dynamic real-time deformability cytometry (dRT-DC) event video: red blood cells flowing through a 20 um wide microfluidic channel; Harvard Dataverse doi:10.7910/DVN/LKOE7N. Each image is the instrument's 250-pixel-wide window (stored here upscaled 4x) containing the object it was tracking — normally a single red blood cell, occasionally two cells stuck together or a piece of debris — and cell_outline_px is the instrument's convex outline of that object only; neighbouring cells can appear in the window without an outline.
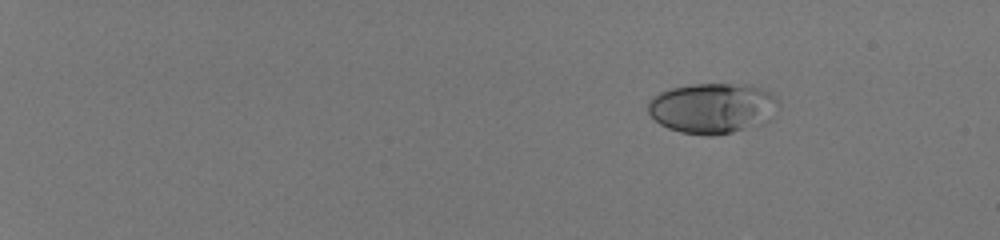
{"species": "human", "species_latin": "Homo sapiens", "temperature_condition": "room temperature", "stored_images_in_passage": 47, "camera_frame_rate_fps": 3000, "um_per_image_px": 0.085, "donor": {"sex": "male"}, "frame": {"image": 1, "passage_image": 1, "time_ms": 0.0, "image_size_px": [1000, 240], "cell_outline_px": [[780, 108], [764, 124], [732, 132], [712, 136], [708, 136], [680, 132], [668, 128], [660, 124], [648, 112], [648, 100], [652, 96], [668, 88], [692, 84], [752, 84], [772, 92], [780, 104]], "centroid_in_image_um": [60.6, 9.18], "position_along_channel_um": 24.4, "area_um2": 39.02}}
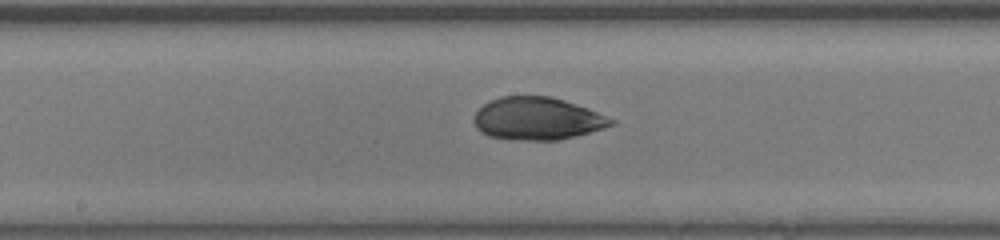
{"frame": {"image": 2, "passage_image": 27, "time_ms": 8.667, "image_size_px": [1000, 240], "cell_outline_px": [[616, 124], [604, 128], [576, 136], [556, 140], [520, 140], [488, 136], [480, 132], [476, 128], [472, 120], [476, 112], [488, 100], [500, 96], [552, 96], [588, 108], [616, 120]], "centroid_in_image_um": [45.66, 10.08], "position_along_channel_um": 202.5, "area_um2": 34.28}}
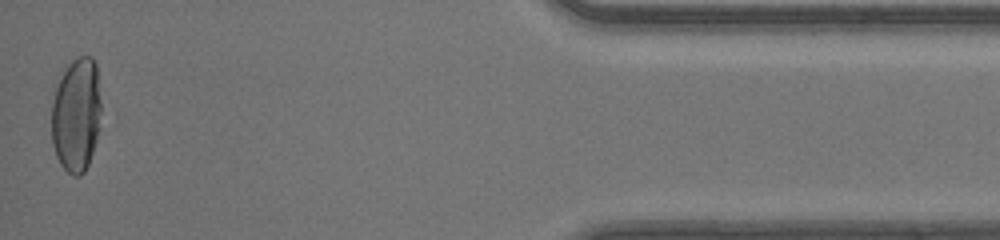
{"frame": {"image": 3, "passage_image": 47, "time_ms": 15.333, "image_size_px": [1000, 240], "cell_outline_px": [[100, 128], [88, 164], [84, 172], [80, 176], [72, 176], [60, 164], [56, 156], [52, 144], [52, 84], [64, 64], [76, 56], [92, 56], [96, 64], [100, 100]], "centroid_in_image_um": [6.44, 9.67], "position_along_channel_um": 428.8, "area_um2": 34.22}, "authors_computed_cell_mechanics": {"area_um2": 34.2176, "velocity_mm_per_s": 4.1472, "shape_relaxation_time_tau1_ms": 3.7472, "shape_relaxation_time_tau2_ms": 0.8798, "deformation_change_tau1": 0.1855, "deformation_change_tau2": 0.0494}}